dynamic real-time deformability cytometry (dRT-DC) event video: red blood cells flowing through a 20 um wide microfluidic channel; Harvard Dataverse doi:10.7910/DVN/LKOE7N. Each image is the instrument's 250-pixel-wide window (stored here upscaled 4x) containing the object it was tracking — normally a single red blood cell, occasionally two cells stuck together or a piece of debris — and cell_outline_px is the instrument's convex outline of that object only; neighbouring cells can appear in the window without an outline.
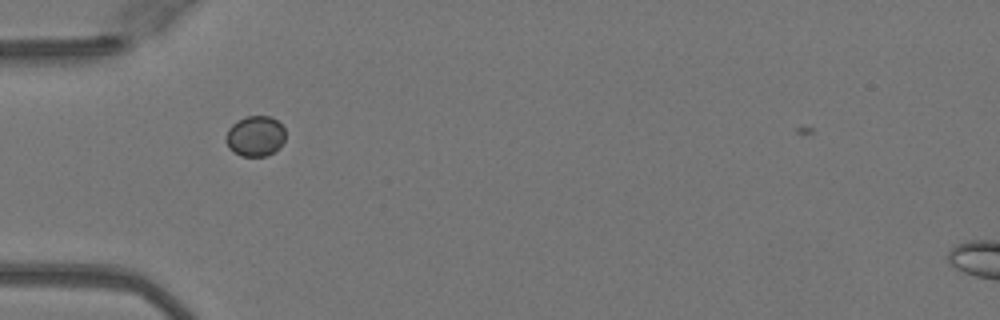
{"species": "Egyptian fruit bat (a non-hibernating species)", "species_latin": "Rousettus aegyptiacus", "temperature_condition": "warm", "stored_images_in_passage": 5, "camera_frame_rate_fps": 3000, "um_per_image_px": 0.085, "animal": {"sex": "female"}, "frame": {"image": 1, "passage_image": 2, "time_ms": 0.333, "image_size_px": [1000, 320], "cell_outline_px": [[284, 140], [280, 148], [264, 156], [240, 156], [232, 152], [228, 148], [228, 128], [236, 120], [244, 116], [272, 116], [284, 128]], "centroid_in_image_um": [21.7, 11.56], "position_along_channel_um": 63.3, "area_um2": 13.99}}